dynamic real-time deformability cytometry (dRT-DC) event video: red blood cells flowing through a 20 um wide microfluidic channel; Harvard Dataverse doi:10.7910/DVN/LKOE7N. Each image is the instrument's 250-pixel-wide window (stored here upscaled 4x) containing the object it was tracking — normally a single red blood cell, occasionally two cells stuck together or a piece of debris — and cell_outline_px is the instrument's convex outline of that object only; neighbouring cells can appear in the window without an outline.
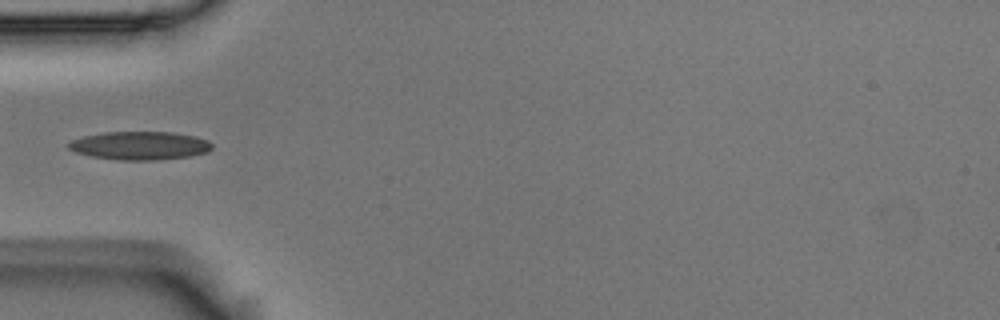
{"species": "Egyptian fruit bat (a non-hibernating species)", "species_latin": "Rousettus aegyptiacus", "temperature_condition": "room temperature", "stored_images_in_passage": 6, "camera_frame_rate_fps": 3000, "um_per_image_px": 0.085, "animal": {"sex": "male"}, "frame": {"image": 1, "passage_image": 6, "time_ms": 1.667, "image_size_px": [1000, 320], "cell_outline_px": [[212, 148], [208, 152], [188, 156], [156, 160], [116, 160], [92, 156], [76, 152], [68, 148], [68, 144], [72, 140], [84, 136], [104, 132], [172, 132], [196, 136], [208, 140], [212, 144]], "centroid_in_image_um": [11.91, 12.37], "position_along_channel_um": 73.1, "area_um2": 23.64}}